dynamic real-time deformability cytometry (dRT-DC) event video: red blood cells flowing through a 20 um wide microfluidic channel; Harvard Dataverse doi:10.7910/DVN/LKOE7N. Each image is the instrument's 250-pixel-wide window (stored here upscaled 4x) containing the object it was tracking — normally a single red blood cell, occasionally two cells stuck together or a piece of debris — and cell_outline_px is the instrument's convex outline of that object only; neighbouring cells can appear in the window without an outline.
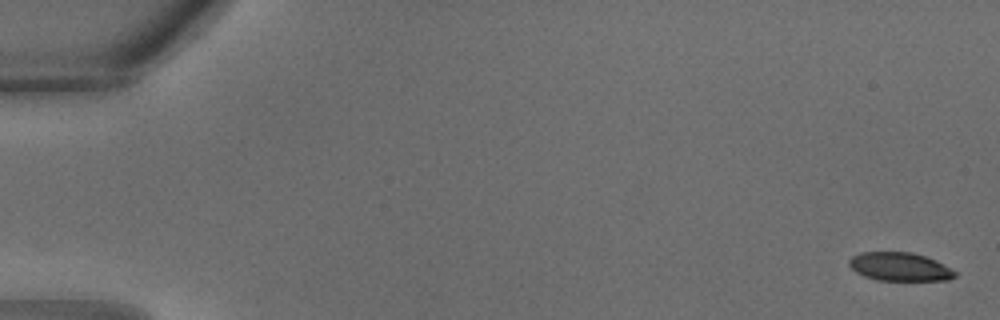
{"species": "common noctule bat (a hibernating species)", "species_latin": "Nyctalus noctula", "temperature_condition": "warm", "stored_images_in_passage": 33, "camera_frame_rate_fps": 3000, "um_per_image_px": 0.085, "animal": {"sex": "male", "body_mass_g": 18.8}, "frame": {"image": 1, "passage_image": 1, "time_ms": 0.0, "image_size_px": [1000, 320], "cell_outline_px": [[956, 276], [948, 280], [876, 280], [864, 276], [856, 272], [848, 264], [848, 260], [852, 256], [860, 252], [912, 252], [936, 260], [952, 268], [956, 272]], "centroid_in_image_um": [76.48, 22.67], "position_along_channel_um": 8.5, "area_um2": 17.63}}
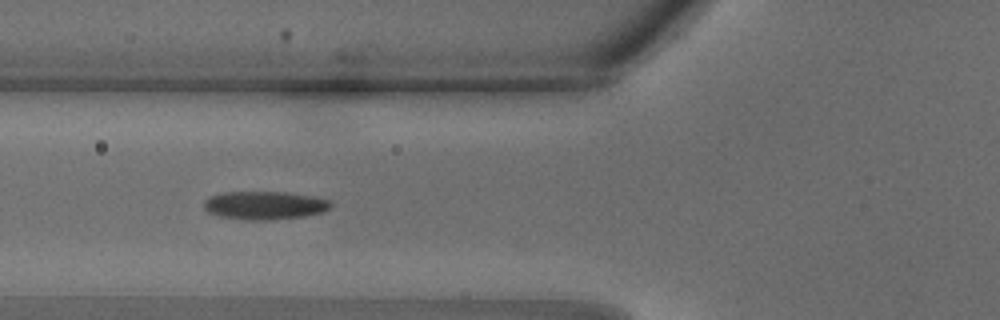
{"frame": {"image": 2, "passage_image": 13, "time_ms": 4.0, "image_size_px": [1000, 320], "cell_outline_px": [[332, 208], [324, 212], [304, 216], [268, 220], [248, 220], [220, 216], [208, 212], [204, 208], [204, 200], [208, 196], [220, 192], [288, 192], [312, 196], [328, 200], [332, 204]], "centroid_in_image_um": [22.49, 17.45], "position_along_channel_um": 103.3, "area_um2": 21.04}}
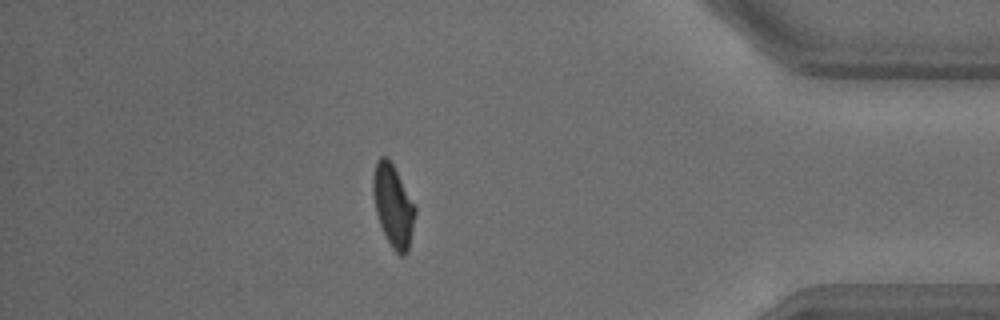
{"frame": {"image": 3, "passage_image": 29, "time_ms": 9.333, "image_size_px": [1000, 320], "cell_outline_px": [[416, 212], [408, 252], [404, 256], [400, 256], [392, 248], [380, 224], [376, 212], [372, 188], [372, 180], [376, 160], [380, 156], [388, 156], [416, 204]], "centroid_in_image_um": [33.43, 17.45], "position_along_channel_um": 401.8, "area_um2": 20.35}}